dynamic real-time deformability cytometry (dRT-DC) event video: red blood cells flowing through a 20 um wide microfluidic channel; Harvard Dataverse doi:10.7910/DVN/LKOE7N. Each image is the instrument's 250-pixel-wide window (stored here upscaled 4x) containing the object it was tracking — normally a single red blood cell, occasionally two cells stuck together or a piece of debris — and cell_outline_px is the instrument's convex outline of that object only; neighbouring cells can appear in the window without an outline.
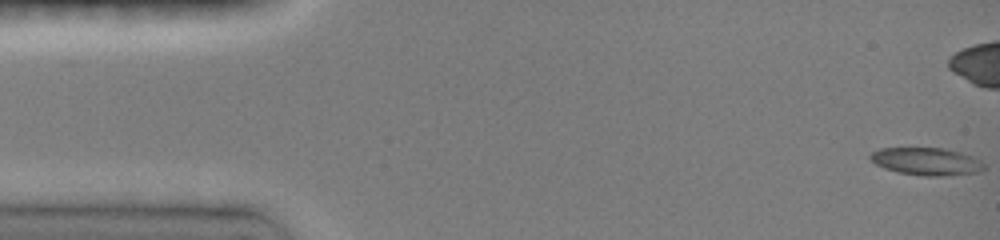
{"species": "common noctule bat (a hibernating species)", "species_latin": "Nyctalus noctula", "temperature_condition": "room temperature", "stored_images_in_passage": 48, "camera_frame_rate_fps": 3000, "um_per_image_px": 0.085, "animal": {"sex": "female", "body_mass_g": 19.0, "forearm_length_mm": 51.5}, "frame": {"image": 1, "passage_image": 1, "time_ms": 0.0, "image_size_px": [1000, 240], "cell_outline_px": [[984, 172], [940, 176], [924, 176], [896, 172], [884, 168], [876, 164], [868, 156], [872, 152], [880, 148], [944, 148], [980, 160], [984, 164]], "centroid_in_image_um": [78.73, 13.73], "position_along_channel_um": 6.3, "area_um2": 18.15}, "authors_computed_cell_mechanics": {"area_um2": 17.4845, "velocity_mm_per_s": 4.0621, "shape_relaxation_time_tau1_ms": 3.0958, "shape_relaxation_time_tau2_ms": null, "deformation_change_tau1": 0.1328, "deformation_change_tau2": null}}